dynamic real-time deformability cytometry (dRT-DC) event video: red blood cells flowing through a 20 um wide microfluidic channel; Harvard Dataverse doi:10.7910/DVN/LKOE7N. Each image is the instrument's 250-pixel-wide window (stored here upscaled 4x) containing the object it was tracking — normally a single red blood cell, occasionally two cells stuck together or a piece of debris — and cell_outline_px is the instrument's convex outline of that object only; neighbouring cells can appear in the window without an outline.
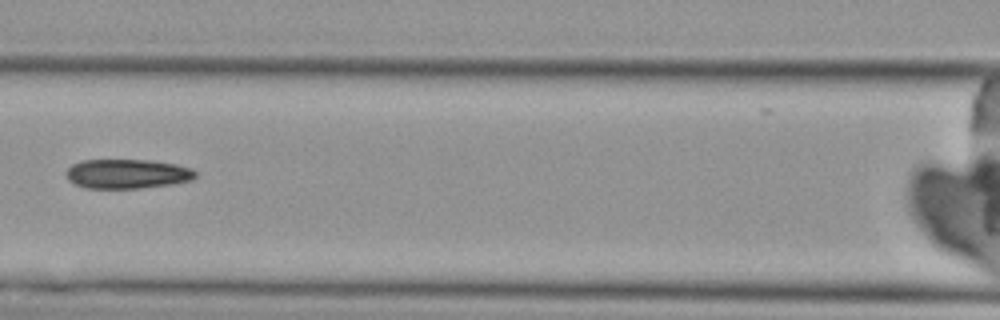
{"species": "Egyptian fruit bat (a non-hibernating species)", "species_latin": "Rousettus aegyptiacus", "temperature_condition": "cold", "stored_images_in_passage": 6, "camera_frame_rate_fps": 3000, "um_per_image_px": 0.085, "animal": {"sex": "female"}, "frame": {"image": 1, "passage_image": 6, "time_ms": 6.667, "image_size_px": [1000, 320], "cell_outline_px": [[196, 176], [192, 180], [172, 184], [140, 188], [84, 188], [68, 180], [64, 172], [72, 164], [80, 160], [152, 160], [176, 164], [192, 168], [196, 172]], "centroid_in_image_um": [10.8, 14.77], "position_along_channel_um": 155.8, "area_um2": 22.37}}